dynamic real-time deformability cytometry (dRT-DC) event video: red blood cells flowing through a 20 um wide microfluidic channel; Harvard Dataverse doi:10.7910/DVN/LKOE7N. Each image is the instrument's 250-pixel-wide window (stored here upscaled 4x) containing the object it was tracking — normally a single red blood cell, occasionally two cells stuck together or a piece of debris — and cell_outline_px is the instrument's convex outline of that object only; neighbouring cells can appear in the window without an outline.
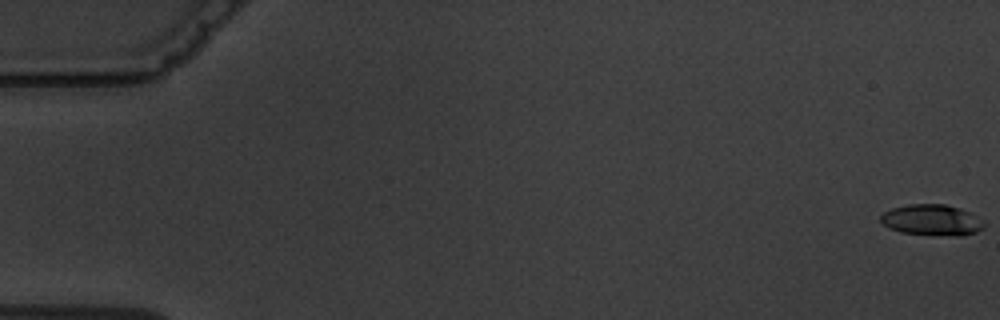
{"species": "common noctule bat (a hibernating species)", "species_latin": "Nyctalus noctula", "temperature_condition": "warm", "stored_images_in_passage": 5, "camera_frame_rate_fps": 3000, "um_per_image_px": 0.085, "animal": {"sex": "male", "body_mass_g": 19.5, "forearm_length_mm": 54.6}, "frame": {"image": 1, "passage_image": 1, "time_ms": 0.0, "image_size_px": [1000, 320], "cell_outline_px": [[984, 228], [976, 232], [960, 236], [956, 236], [900, 232], [888, 228], [880, 220], [880, 216], [884, 212], [892, 208], [908, 204], [944, 204], [960, 208], [984, 220]], "centroid_in_image_um": [79.21, 18.7], "position_along_channel_um": 5.8, "area_um2": 18.61}}
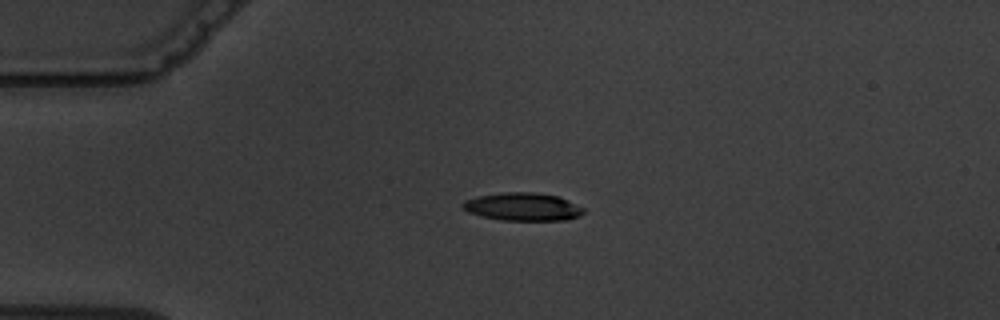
{"frame": {"image": 2, "passage_image": 5, "time_ms": 4.667, "image_size_px": [1000, 320], "cell_outline_px": [[584, 212], [580, 216], [568, 220], [500, 220], [480, 216], [468, 212], [460, 204], [464, 200], [476, 196], [500, 192], [536, 192], [560, 196], [584, 208]], "centroid_in_image_um": [44.43, 17.56], "position_along_channel_um": 40.6, "area_um2": 20.0}}